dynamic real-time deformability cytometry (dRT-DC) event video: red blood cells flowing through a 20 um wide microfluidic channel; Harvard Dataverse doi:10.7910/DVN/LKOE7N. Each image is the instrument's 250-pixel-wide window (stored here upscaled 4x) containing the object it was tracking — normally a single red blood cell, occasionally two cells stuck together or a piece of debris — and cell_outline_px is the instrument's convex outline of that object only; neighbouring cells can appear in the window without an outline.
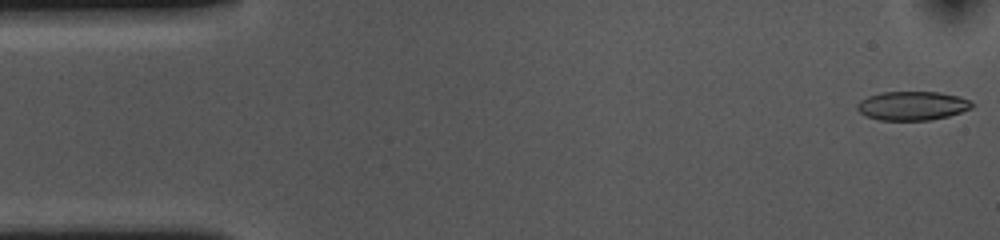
{"species": "common noctule bat (a hibernating species)", "species_latin": "Nyctalus noctula", "temperature_condition": "cold", "stored_images_in_passage": 53, "camera_frame_rate_fps": 3000, "um_per_image_px": 0.085, "animal": {"sex": "female", "body_mass_g": 10.0, "forearm_length_mm": 53.1}, "frame": {"image": 1, "passage_image": 1, "time_ms": 0.0, "image_size_px": [1000, 240], "cell_outline_px": [[976, 104], [972, 108], [948, 116], [932, 120], [880, 120], [864, 116], [856, 108], [856, 104], [860, 100], [868, 96], [880, 92], [936, 92], [960, 96]], "centroid_in_image_um": [77.53, 8.99], "position_along_channel_um": 7.5, "area_um2": 19.48}}
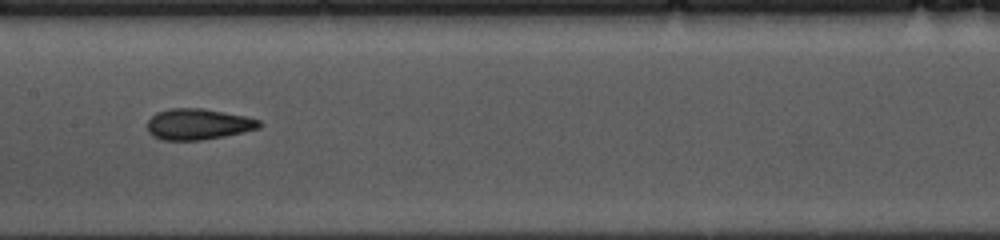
{"frame": {"image": 2, "passage_image": 25, "time_ms": 8.0, "image_size_px": [1000, 240], "cell_outline_px": [[264, 124], [260, 128], [244, 132], [224, 136], [200, 140], [164, 140], [152, 136], [148, 132], [148, 120], [156, 112], [168, 108], [200, 108], [224, 112], [244, 116], [260, 120]], "centroid_in_image_um": [16.85, 10.55], "position_along_channel_um": 190.6, "area_um2": 20.29}}
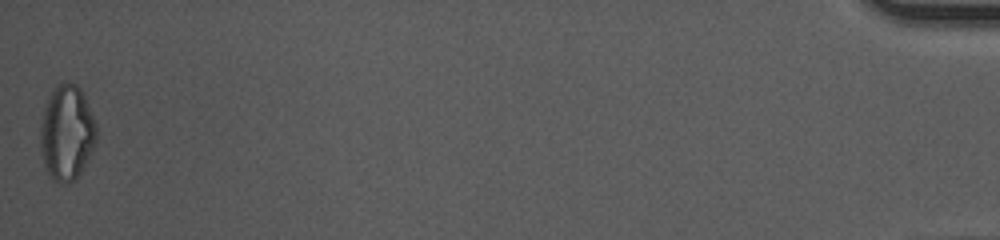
{"frame": {"image": 3, "passage_image": 53, "time_ms": 17.333, "image_size_px": [1000, 240], "cell_outline_px": [[96, 140], [76, 180], [68, 184], [60, 184], [48, 172], [44, 164], [40, 144], [40, 128], [44, 108], [52, 88], [68, 80], [76, 84], [80, 88], [84, 96], [96, 124]], "centroid_in_image_um": [5.66, 11.26], "position_along_channel_um": 429.5, "area_um2": 30.81}, "authors_computed_cell_mechanics": {"area_um2": 20.2878, "velocity_mm_per_s": 3.6663, "shape_relaxation_time_tau1_ms": 6.6651, "shape_relaxation_time_tau2_ms": 2.0885, "deformation_change_tau1": 0.1754, "deformation_change_tau2": 0.1043}}